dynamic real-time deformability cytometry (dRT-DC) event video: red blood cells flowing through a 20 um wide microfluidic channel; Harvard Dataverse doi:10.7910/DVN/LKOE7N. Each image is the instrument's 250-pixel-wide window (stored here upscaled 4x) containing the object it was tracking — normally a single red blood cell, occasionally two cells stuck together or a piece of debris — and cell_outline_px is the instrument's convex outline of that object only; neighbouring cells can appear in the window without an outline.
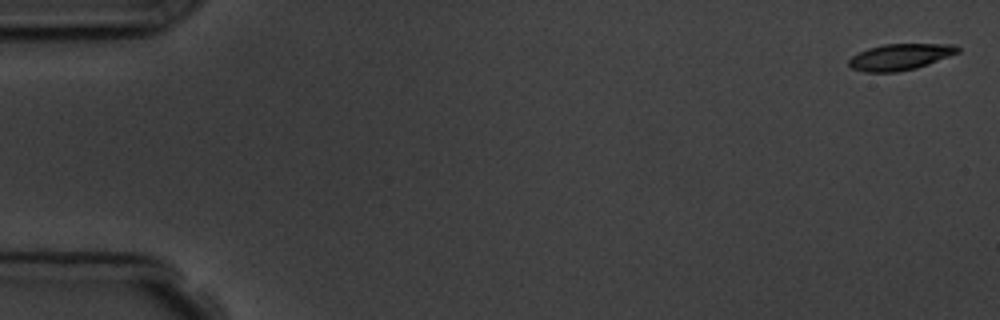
{"species": "common noctule bat (a hibernating species)", "species_latin": "Nyctalus noctula", "temperature_condition": "room temperature", "stored_images_in_passage": 5, "camera_frame_rate_fps": 3000, "um_per_image_px": 0.085, "animal": {"sex": "male", "body_mass_g": 19.5, "forearm_length_mm": 54.6}, "frame": {"image": 1, "passage_image": 1, "time_ms": 0.0, "image_size_px": [1000, 320], "cell_outline_px": [[960, 52], [928, 64], [916, 68], [896, 72], [864, 72], [852, 68], [848, 64], [848, 60], [852, 56], [868, 48], [884, 44], [956, 44], [960, 48]], "centroid_in_image_um": [76.52, 4.83], "position_along_channel_um": 8.5, "area_um2": 16.65}}